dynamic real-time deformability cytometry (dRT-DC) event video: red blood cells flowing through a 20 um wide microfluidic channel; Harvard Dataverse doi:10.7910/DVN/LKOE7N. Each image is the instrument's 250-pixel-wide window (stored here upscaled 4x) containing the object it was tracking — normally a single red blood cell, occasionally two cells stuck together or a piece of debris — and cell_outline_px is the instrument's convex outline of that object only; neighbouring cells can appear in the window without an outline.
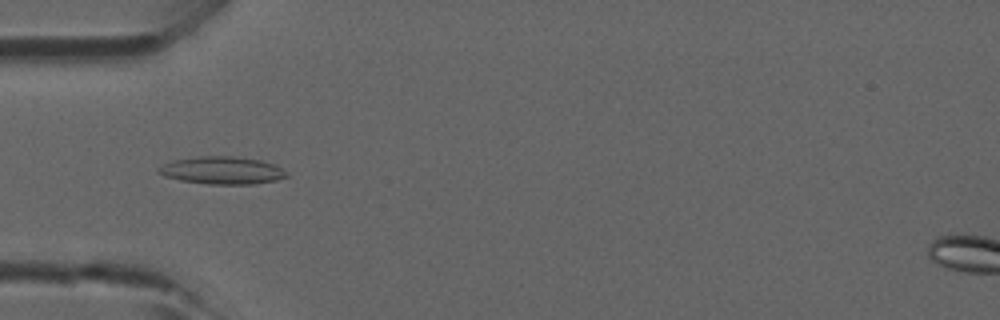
{"species": "common noctule bat (a hibernating species)", "species_latin": "Nyctalus noctula", "temperature_condition": "room temperature", "stored_images_in_passage": 46, "camera_frame_rate_fps": 3000, "um_per_image_px": 0.085, "animal": {"sex": "male", "forearm_length_mm": 52.5}, "frame": {"image": 1, "passage_image": 15, "time_ms": 4.667, "image_size_px": [1000, 320], "cell_outline_px": [[288, 176], [276, 180], [256, 184], [208, 184], [180, 180], [164, 176], [156, 172], [156, 168], [172, 160], [196, 156], [232, 156], [260, 160], [276, 164], [288, 172]], "centroid_in_image_um": [18.88, 14.48], "position_along_channel_um": 66.1, "area_um2": 20.81}}
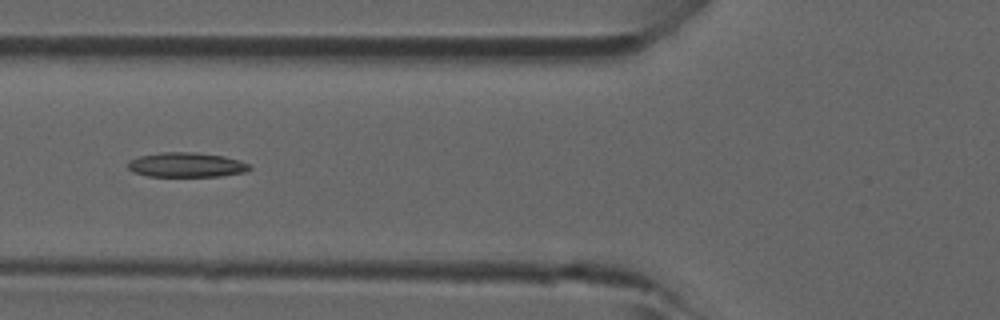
{"frame": {"image": 2, "passage_image": 18, "time_ms": 5.667, "image_size_px": [1000, 320], "cell_outline_px": [[252, 168], [244, 172], [220, 176], [148, 176], [132, 172], [128, 168], [128, 160], [140, 156], [160, 152], [196, 152], [224, 156], [240, 160], [248, 164]], "centroid_in_image_um": [15.82, 14.01], "position_along_channel_um": 110.0, "area_um2": 17.51}}
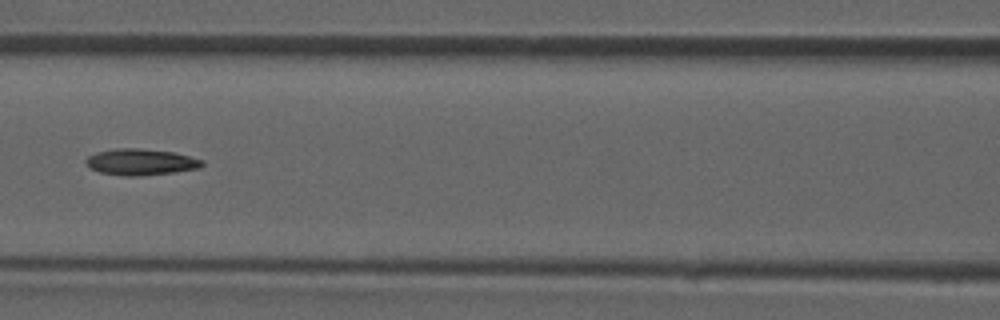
{"frame": {"image": 3, "passage_image": 21, "time_ms": 6.667, "image_size_px": [1000, 320], "cell_outline_px": [[204, 164], [200, 168], [176, 172], [140, 176], [124, 176], [100, 172], [92, 168], [84, 160], [88, 156], [96, 152], [116, 148], [140, 148], [172, 152], [204, 160]], "centroid_in_image_um": [11.99, 13.77], "position_along_channel_um": 154.6, "area_um2": 17.8}}